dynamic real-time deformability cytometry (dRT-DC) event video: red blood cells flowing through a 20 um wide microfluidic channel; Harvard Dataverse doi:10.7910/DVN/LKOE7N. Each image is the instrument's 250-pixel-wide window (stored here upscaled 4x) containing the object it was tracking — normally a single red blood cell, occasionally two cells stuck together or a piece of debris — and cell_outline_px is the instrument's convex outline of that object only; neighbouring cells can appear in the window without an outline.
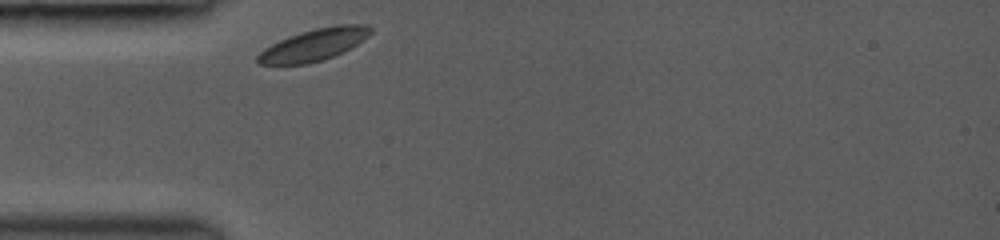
{"species": "common noctule bat (a hibernating species)", "species_latin": "Nyctalus noctula", "temperature_condition": "room temperature", "stored_images_in_passage": 20, "camera_frame_rate_fps": 3000, "um_per_image_px": 0.085, "animal": {"sex": "female", "body_mass_g": 19.0, "forearm_length_mm": 53.3}, "frame": {"image": 1, "passage_image": 1, "time_ms": 0.0, "image_size_px": [1000, 240], "cell_outline_px": [[372, 32], [364, 40], [332, 56], [308, 64], [260, 64], [256, 60], [256, 56], [264, 48], [288, 36], [300, 32], [316, 28], [340, 24], [364, 24], [372, 28]], "centroid_in_image_um": [26.67, 3.79], "position_along_channel_um": 58.3, "area_um2": 20.69}}
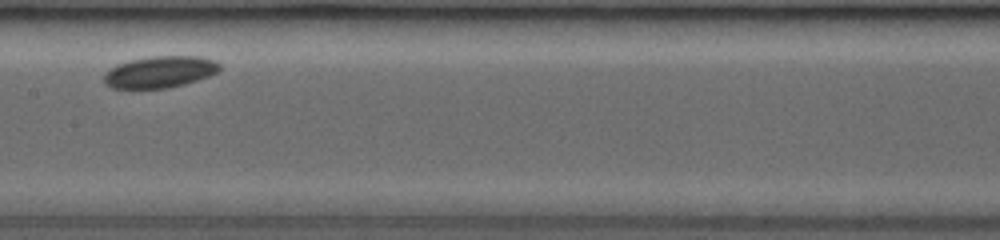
{"frame": {"image": 2, "passage_image": 11, "time_ms": 3.667, "image_size_px": [1000, 240], "cell_outline_px": [[220, 72], [184, 84], [168, 88], [132, 92], [112, 88], [104, 84], [104, 72], [108, 68], [116, 64], [132, 60], [152, 56], [200, 56], [216, 60], [220, 64]], "centroid_in_image_um": [13.52, 6.16], "position_along_channel_um": 193.9, "area_um2": 22.31}}
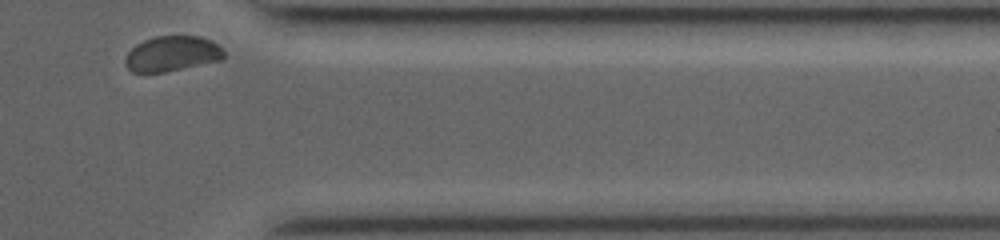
{"frame": {"image": 3, "passage_image": 20, "time_ms": 9.0, "image_size_px": [1000, 240], "cell_outline_px": [[224, 60], [164, 72], [132, 72], [128, 68], [124, 60], [128, 52], [136, 44], [144, 40], [156, 36], [200, 36], [212, 40], [220, 44], [224, 48]], "centroid_in_image_um": [14.69, 4.56], "position_along_channel_um": 396.7, "area_um2": 20.52}}